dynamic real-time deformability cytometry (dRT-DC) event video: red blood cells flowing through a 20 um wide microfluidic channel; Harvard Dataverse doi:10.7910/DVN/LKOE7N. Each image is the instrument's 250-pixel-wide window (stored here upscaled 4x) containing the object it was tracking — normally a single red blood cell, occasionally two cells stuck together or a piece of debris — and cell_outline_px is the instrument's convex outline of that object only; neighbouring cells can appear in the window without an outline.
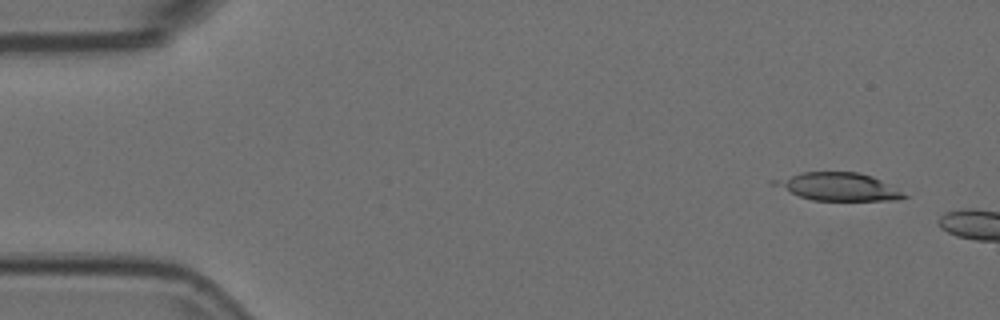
{"species": "Egyptian fruit bat (a non-hibernating species)", "species_latin": "Rousettus aegyptiacus", "temperature_condition": "room temperature", "stored_images_in_passage": 2, "camera_frame_rate_fps": 3000, "um_per_image_px": 0.085, "animal": {"sex": "female"}, "frame": {"image": 1, "passage_image": 1, "time_ms": 0.0, "image_size_px": [1000, 320], "cell_outline_px": [[908, 196], [896, 200], [812, 200], [800, 196], [772, 184], [768, 180], [800, 172], [856, 172], [872, 176], [880, 180]], "centroid_in_image_um": [71.18, 15.85], "position_along_channel_um": 13.8, "area_um2": 20.69}}